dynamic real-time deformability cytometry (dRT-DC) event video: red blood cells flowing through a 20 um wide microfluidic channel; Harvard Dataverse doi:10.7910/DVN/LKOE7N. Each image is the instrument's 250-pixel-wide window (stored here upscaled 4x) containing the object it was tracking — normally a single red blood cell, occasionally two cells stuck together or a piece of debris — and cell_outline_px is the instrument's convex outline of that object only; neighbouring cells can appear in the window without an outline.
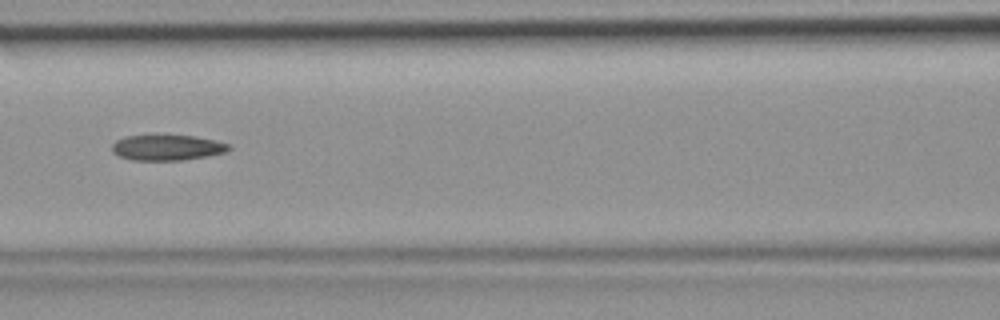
{"species": "common noctule bat (a hibernating species)", "species_latin": "Nyctalus noctula", "temperature_condition": "room temperature", "stored_images_in_passage": 5, "camera_frame_rate_fps": 3000, "um_per_image_px": 0.085, "animal": {"sex": "female", "body_mass_g": 19.9}, "frame": {"image": 1, "passage_image": 5, "time_ms": 1.333, "image_size_px": [1000, 320], "cell_outline_px": [[232, 148], [224, 152], [204, 156], [180, 160], [132, 160], [120, 156], [112, 152], [112, 144], [116, 140], [124, 136], [152, 132], [196, 136], [216, 140], [228, 144]], "centroid_in_image_um": [14.14, 12.48], "position_along_channel_um": 152.5, "area_um2": 18.15}}